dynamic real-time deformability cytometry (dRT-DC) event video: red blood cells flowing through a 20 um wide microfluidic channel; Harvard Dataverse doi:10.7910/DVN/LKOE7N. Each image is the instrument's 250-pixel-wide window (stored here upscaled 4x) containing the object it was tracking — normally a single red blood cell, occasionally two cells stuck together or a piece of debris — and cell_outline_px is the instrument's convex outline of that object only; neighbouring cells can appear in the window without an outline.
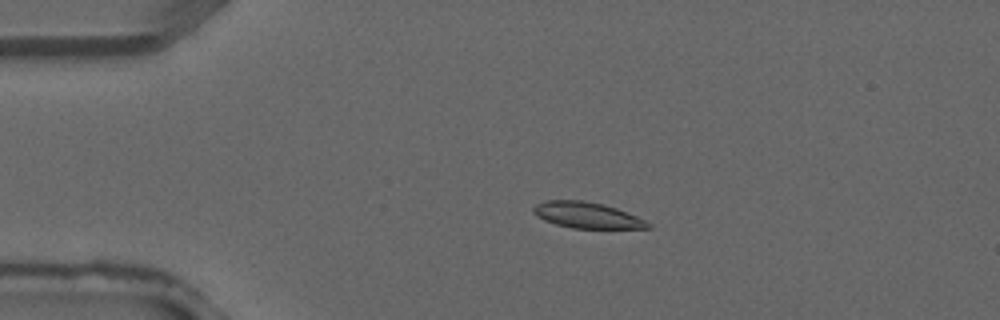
{"species": "common noctule bat (a hibernating species)", "species_latin": "Nyctalus noctula", "temperature_condition": "warm", "stored_images_in_passage": 4, "camera_frame_rate_fps": 3000, "um_per_image_px": 0.085, "animal": {"sex": "male", "forearm_length_mm": 52.5}, "frame": {"image": 1, "passage_image": 2, "time_ms": 0.333, "image_size_px": [1000, 320], "cell_outline_px": [[652, 228], [572, 228], [556, 224], [544, 220], [536, 216], [532, 212], [532, 208], [536, 204], [544, 200], [580, 200], [604, 204], [616, 208], [636, 216], [652, 224]], "centroid_in_image_um": [49.86, 18.28], "position_along_channel_um": 35.1, "area_um2": 17.34}}
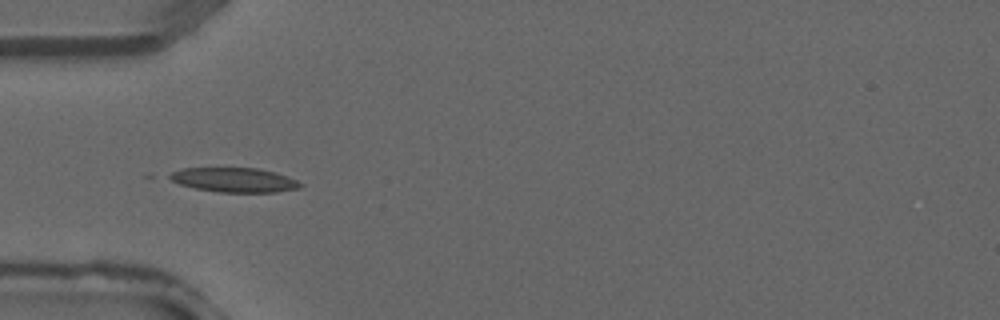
{"frame": {"image": 2, "passage_image": 3, "time_ms": 0.667, "image_size_px": [1000, 320], "cell_outline_px": [[304, 184], [300, 188], [276, 192], [220, 192], [196, 188], [180, 184], [164, 176], [172, 172], [184, 168], [260, 168], [276, 172], [288, 176]], "centroid_in_image_um": [19.94, 15.29], "position_along_channel_um": 65.1, "area_um2": 18.67}}
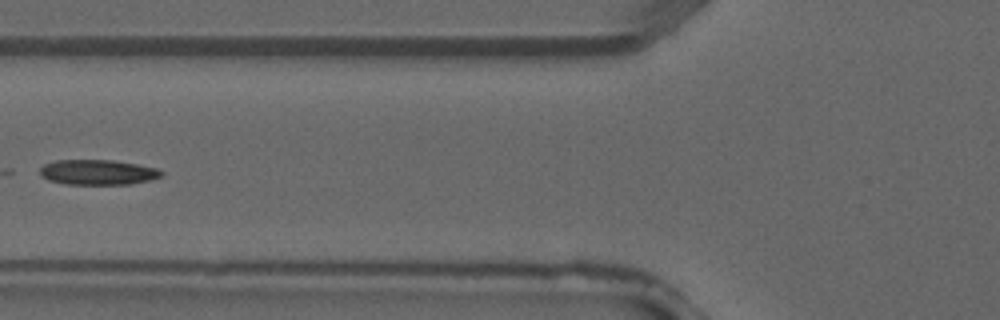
{"frame": {"image": 3, "passage_image": 4, "time_ms": 1.0, "image_size_px": [1000, 320], "cell_outline_px": [[164, 176], [152, 180], [128, 184], [68, 184], [48, 180], [40, 176], [40, 168], [44, 164], [56, 160], [112, 160], [136, 164], [156, 168], [164, 172]], "centroid_in_image_um": [8.33, 14.64], "position_along_channel_um": 117.5, "area_um2": 17.86}}